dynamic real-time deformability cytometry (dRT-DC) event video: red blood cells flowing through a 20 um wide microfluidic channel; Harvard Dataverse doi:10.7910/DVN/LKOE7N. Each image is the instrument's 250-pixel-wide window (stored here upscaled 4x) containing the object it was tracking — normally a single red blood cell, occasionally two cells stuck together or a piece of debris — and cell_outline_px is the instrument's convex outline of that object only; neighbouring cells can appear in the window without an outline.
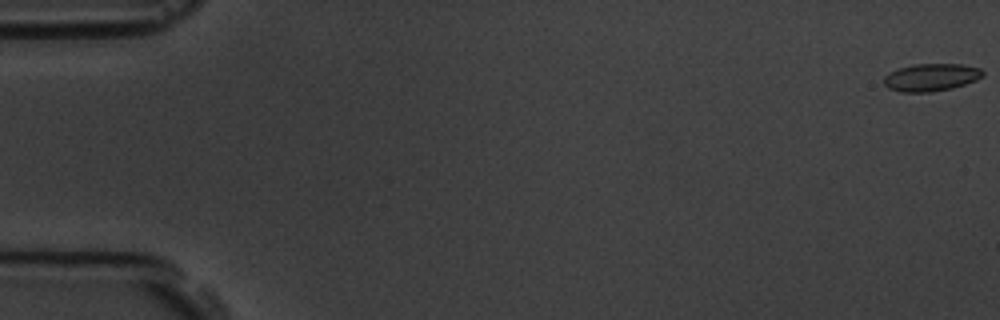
{"species": "common noctule bat (a hibernating species)", "species_latin": "Nyctalus noctula", "temperature_condition": "room temperature", "stored_images_in_passage": 58, "camera_frame_rate_fps": 3000, "um_per_image_px": 0.085, "animal": {"sex": "male", "body_mass_g": 19.5, "forearm_length_mm": 54.6}, "frame": {"image": 1, "passage_image": 1, "time_ms": 0.0, "image_size_px": [1000, 320], "cell_outline_px": [[984, 76], [976, 80], [952, 88], [928, 92], [900, 92], [888, 88], [884, 84], [884, 76], [888, 72], [912, 64], [960, 64], [980, 68], [984, 72]], "centroid_in_image_um": [79.13, 6.57], "position_along_channel_um": 5.9, "area_um2": 15.9}}
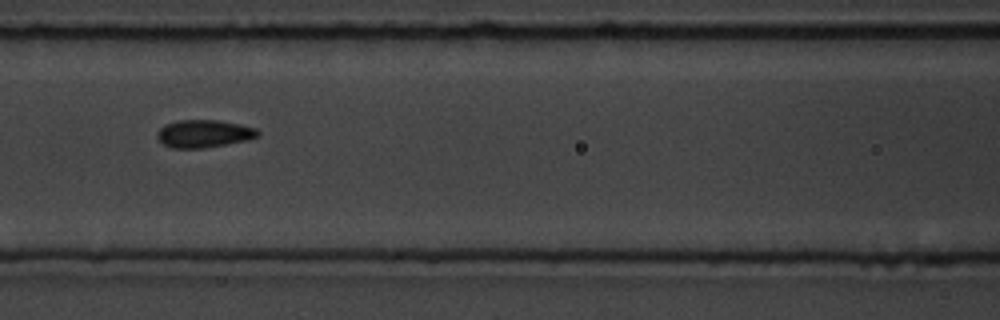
{"frame": {"image": 2, "passage_image": 26, "time_ms": 8.333, "image_size_px": [1000, 320], "cell_outline_px": [[260, 136], [248, 140], [204, 148], [172, 148], [164, 144], [156, 136], [156, 132], [164, 124], [176, 120], [216, 120], [240, 124], [256, 128], [260, 132]], "centroid_in_image_um": [17.33, 11.35], "position_along_channel_um": 149.3, "area_um2": 16.36}}
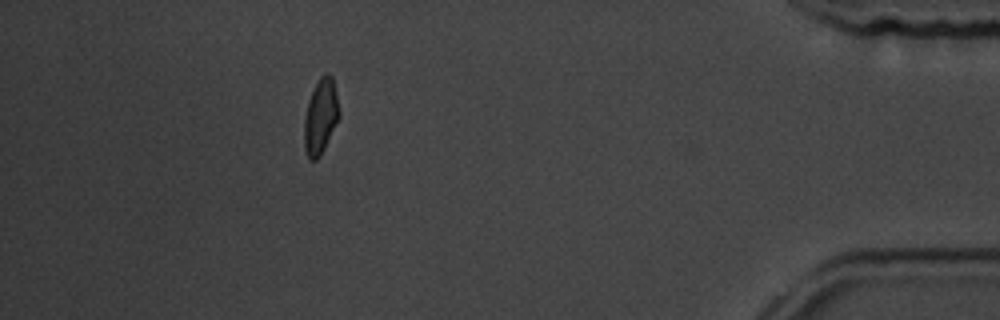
{"frame": {"image": 3, "passage_image": 52, "time_ms": 17.0, "image_size_px": [1000, 320], "cell_outline_px": [[340, 116], [320, 156], [316, 160], [308, 160], [304, 148], [304, 116], [308, 100], [320, 76], [324, 72], [328, 72], [332, 76], [336, 92], [340, 112]], "centroid_in_image_um": [27.24, 9.89], "position_along_channel_um": 408.0, "area_um2": 15.43}, "authors_computed_cell_mechanics": {"area_um2": 15.8372, "velocity_mm_per_s": 3.6044, "shape_relaxation_time_tau1_ms": 3.8125, "shape_relaxation_time_tau2_ms": 1.668, "deformation_change_tau1": 0.0872, "deformation_change_tau2": 0.0672}}